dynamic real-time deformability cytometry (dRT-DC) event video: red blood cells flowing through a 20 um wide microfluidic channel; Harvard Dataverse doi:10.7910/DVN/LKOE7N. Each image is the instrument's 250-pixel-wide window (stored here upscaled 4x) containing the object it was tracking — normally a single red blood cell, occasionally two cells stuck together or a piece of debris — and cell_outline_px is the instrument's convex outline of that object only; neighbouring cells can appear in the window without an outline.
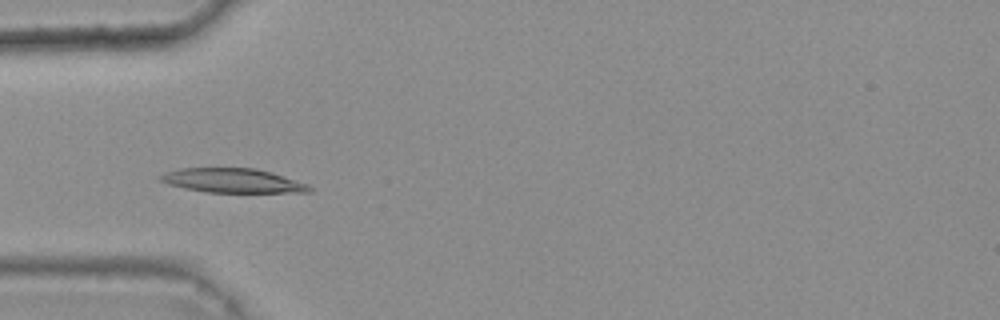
{"species": "common noctule bat (a hibernating species)", "species_latin": "Nyctalus noctula", "temperature_condition": "warm", "stored_images_in_passage": 45, "camera_frame_rate_fps": 3000, "um_per_image_px": 0.085, "animal": {"sex": "female", "body_mass_g": 25.1}, "frame": {"image": 1, "passage_image": 16, "time_ms": 5.0, "image_size_px": [1000, 320], "cell_outline_px": [[312, 192], [208, 192], [184, 188], [168, 184], [160, 180], [156, 176], [180, 168], [256, 168], [272, 172], [308, 184], [312, 188]], "centroid_in_image_um": [19.78, 15.35], "position_along_channel_um": 65.2, "area_um2": 20.98}}
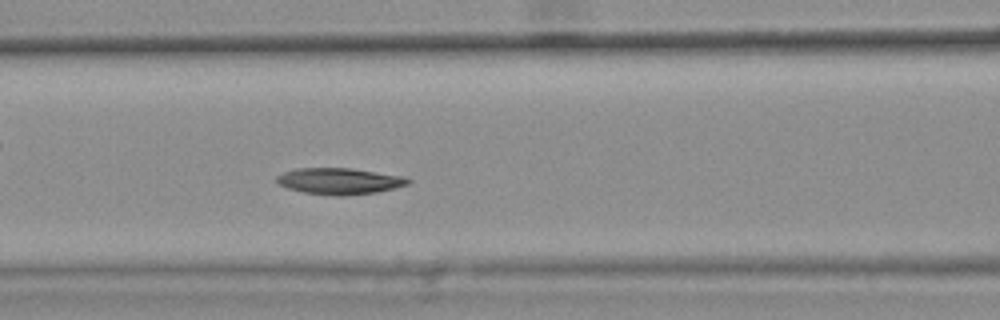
{"frame": {"image": 2, "passage_image": 22, "time_ms": 7.0, "image_size_px": [1000, 320], "cell_outline_px": [[412, 180], [408, 184], [376, 192], [344, 196], [336, 196], [304, 192], [288, 188], [276, 184], [276, 176], [284, 172], [296, 168], [352, 168], [404, 176]], "centroid_in_image_um": [28.83, 15.39], "position_along_channel_um": 137.8, "area_um2": 20.17}}
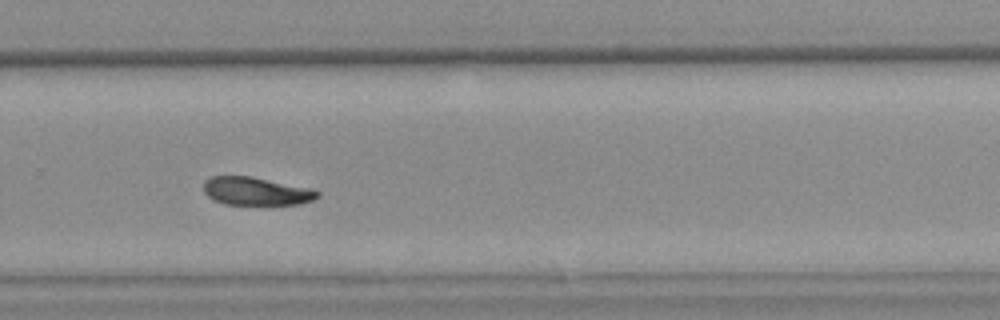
{"frame": {"image": 3, "passage_image": 36, "time_ms": 11.667, "image_size_px": [1000, 320], "cell_outline_px": [[320, 196], [312, 200], [300, 204], [224, 204], [212, 200], [204, 192], [204, 180], [212, 176], [252, 176], [312, 188], [320, 192]], "centroid_in_image_um": [21.78, 16.24], "position_along_channel_um": 308.0, "area_um2": 18.79}, "authors_computed_cell_mechanics": {"area_um2": 20.4034, "velocity_mm_per_s": 3.6612, "shape_relaxation_time_tau1_ms": 5.1233, "shape_relaxation_time_tau2_ms": null, "deformation_change_tau1": 0.1354, "deformation_change_tau2": null}}